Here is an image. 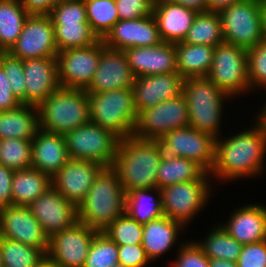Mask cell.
<instances>
[{"label":"cell","instance_id":"obj_10","mask_svg":"<svg viewBox=\"0 0 266 267\" xmlns=\"http://www.w3.org/2000/svg\"><path fill=\"white\" fill-rule=\"evenodd\" d=\"M260 5L261 0H243L218 13L226 43L248 50L265 40Z\"/></svg>","mask_w":266,"mask_h":267},{"label":"cell","instance_id":"obj_7","mask_svg":"<svg viewBox=\"0 0 266 267\" xmlns=\"http://www.w3.org/2000/svg\"><path fill=\"white\" fill-rule=\"evenodd\" d=\"M213 187L212 177L204 172L197 180L161 188L164 215L188 229V225L203 212L207 204L212 203L209 201L212 200L216 188Z\"/></svg>","mask_w":266,"mask_h":267},{"label":"cell","instance_id":"obj_50","mask_svg":"<svg viewBox=\"0 0 266 267\" xmlns=\"http://www.w3.org/2000/svg\"><path fill=\"white\" fill-rule=\"evenodd\" d=\"M13 174V169L0 164V208L12 205Z\"/></svg>","mask_w":266,"mask_h":267},{"label":"cell","instance_id":"obj_4","mask_svg":"<svg viewBox=\"0 0 266 267\" xmlns=\"http://www.w3.org/2000/svg\"><path fill=\"white\" fill-rule=\"evenodd\" d=\"M182 94L187 102L189 126L218 138L222 134L227 103L233 98L207 77L184 79ZM226 106V107H225Z\"/></svg>","mask_w":266,"mask_h":267},{"label":"cell","instance_id":"obj_55","mask_svg":"<svg viewBox=\"0 0 266 267\" xmlns=\"http://www.w3.org/2000/svg\"><path fill=\"white\" fill-rule=\"evenodd\" d=\"M36 267H59L55 262L45 256Z\"/></svg>","mask_w":266,"mask_h":267},{"label":"cell","instance_id":"obj_21","mask_svg":"<svg viewBox=\"0 0 266 267\" xmlns=\"http://www.w3.org/2000/svg\"><path fill=\"white\" fill-rule=\"evenodd\" d=\"M135 77L178 73L175 44L162 42L151 47L123 50Z\"/></svg>","mask_w":266,"mask_h":267},{"label":"cell","instance_id":"obj_36","mask_svg":"<svg viewBox=\"0 0 266 267\" xmlns=\"http://www.w3.org/2000/svg\"><path fill=\"white\" fill-rule=\"evenodd\" d=\"M204 172L194 161L183 157L161 160L157 171V188L197 180Z\"/></svg>","mask_w":266,"mask_h":267},{"label":"cell","instance_id":"obj_49","mask_svg":"<svg viewBox=\"0 0 266 267\" xmlns=\"http://www.w3.org/2000/svg\"><path fill=\"white\" fill-rule=\"evenodd\" d=\"M21 104L14 96L4 68L0 64V112L15 109Z\"/></svg>","mask_w":266,"mask_h":267},{"label":"cell","instance_id":"obj_45","mask_svg":"<svg viewBox=\"0 0 266 267\" xmlns=\"http://www.w3.org/2000/svg\"><path fill=\"white\" fill-rule=\"evenodd\" d=\"M48 15L52 22H88L84 0H59Z\"/></svg>","mask_w":266,"mask_h":267},{"label":"cell","instance_id":"obj_56","mask_svg":"<svg viewBox=\"0 0 266 267\" xmlns=\"http://www.w3.org/2000/svg\"><path fill=\"white\" fill-rule=\"evenodd\" d=\"M266 97V96H264ZM265 102H261L263 106H260L258 112L255 114L260 120H266V100Z\"/></svg>","mask_w":266,"mask_h":267},{"label":"cell","instance_id":"obj_57","mask_svg":"<svg viewBox=\"0 0 266 267\" xmlns=\"http://www.w3.org/2000/svg\"><path fill=\"white\" fill-rule=\"evenodd\" d=\"M0 267H4L2 263L1 249H0Z\"/></svg>","mask_w":266,"mask_h":267},{"label":"cell","instance_id":"obj_51","mask_svg":"<svg viewBox=\"0 0 266 267\" xmlns=\"http://www.w3.org/2000/svg\"><path fill=\"white\" fill-rule=\"evenodd\" d=\"M29 14L48 15L59 0H20Z\"/></svg>","mask_w":266,"mask_h":267},{"label":"cell","instance_id":"obj_14","mask_svg":"<svg viewBox=\"0 0 266 267\" xmlns=\"http://www.w3.org/2000/svg\"><path fill=\"white\" fill-rule=\"evenodd\" d=\"M97 232L77 221L49 238L46 256L59 267H83Z\"/></svg>","mask_w":266,"mask_h":267},{"label":"cell","instance_id":"obj_13","mask_svg":"<svg viewBox=\"0 0 266 267\" xmlns=\"http://www.w3.org/2000/svg\"><path fill=\"white\" fill-rule=\"evenodd\" d=\"M105 47L100 39L88 47L59 51L57 59L60 87L85 90L92 81Z\"/></svg>","mask_w":266,"mask_h":267},{"label":"cell","instance_id":"obj_20","mask_svg":"<svg viewBox=\"0 0 266 267\" xmlns=\"http://www.w3.org/2000/svg\"><path fill=\"white\" fill-rule=\"evenodd\" d=\"M135 76L122 50L105 47L87 93L105 92L114 89L132 88Z\"/></svg>","mask_w":266,"mask_h":267},{"label":"cell","instance_id":"obj_8","mask_svg":"<svg viewBox=\"0 0 266 267\" xmlns=\"http://www.w3.org/2000/svg\"><path fill=\"white\" fill-rule=\"evenodd\" d=\"M161 160L183 157L194 161L210 173L215 164L216 137L190 126L171 130L153 140Z\"/></svg>","mask_w":266,"mask_h":267},{"label":"cell","instance_id":"obj_9","mask_svg":"<svg viewBox=\"0 0 266 267\" xmlns=\"http://www.w3.org/2000/svg\"><path fill=\"white\" fill-rule=\"evenodd\" d=\"M247 67V50L223 42L214 47L212 66L206 77L238 101V97L252 94Z\"/></svg>","mask_w":266,"mask_h":267},{"label":"cell","instance_id":"obj_38","mask_svg":"<svg viewBox=\"0 0 266 267\" xmlns=\"http://www.w3.org/2000/svg\"><path fill=\"white\" fill-rule=\"evenodd\" d=\"M4 267H36L46 256L40 249L0 237Z\"/></svg>","mask_w":266,"mask_h":267},{"label":"cell","instance_id":"obj_19","mask_svg":"<svg viewBox=\"0 0 266 267\" xmlns=\"http://www.w3.org/2000/svg\"><path fill=\"white\" fill-rule=\"evenodd\" d=\"M102 40L106 47L122 51L133 47H151L163 42L153 15L119 20Z\"/></svg>","mask_w":266,"mask_h":267},{"label":"cell","instance_id":"obj_59","mask_svg":"<svg viewBox=\"0 0 266 267\" xmlns=\"http://www.w3.org/2000/svg\"><path fill=\"white\" fill-rule=\"evenodd\" d=\"M263 123H264V125H265V127H266V120H261Z\"/></svg>","mask_w":266,"mask_h":267},{"label":"cell","instance_id":"obj_16","mask_svg":"<svg viewBox=\"0 0 266 267\" xmlns=\"http://www.w3.org/2000/svg\"><path fill=\"white\" fill-rule=\"evenodd\" d=\"M0 237L48 251L49 237L29 206L8 205L0 208Z\"/></svg>","mask_w":266,"mask_h":267},{"label":"cell","instance_id":"obj_23","mask_svg":"<svg viewBox=\"0 0 266 267\" xmlns=\"http://www.w3.org/2000/svg\"><path fill=\"white\" fill-rule=\"evenodd\" d=\"M23 69L27 105L38 107L60 87L57 57L23 60Z\"/></svg>","mask_w":266,"mask_h":267},{"label":"cell","instance_id":"obj_46","mask_svg":"<svg viewBox=\"0 0 266 267\" xmlns=\"http://www.w3.org/2000/svg\"><path fill=\"white\" fill-rule=\"evenodd\" d=\"M119 20H132L153 14L155 0H115Z\"/></svg>","mask_w":266,"mask_h":267},{"label":"cell","instance_id":"obj_47","mask_svg":"<svg viewBox=\"0 0 266 267\" xmlns=\"http://www.w3.org/2000/svg\"><path fill=\"white\" fill-rule=\"evenodd\" d=\"M237 267H266V240L243 245Z\"/></svg>","mask_w":266,"mask_h":267},{"label":"cell","instance_id":"obj_53","mask_svg":"<svg viewBox=\"0 0 266 267\" xmlns=\"http://www.w3.org/2000/svg\"><path fill=\"white\" fill-rule=\"evenodd\" d=\"M240 1L243 0H207V11L219 13L220 11L229 7L231 4Z\"/></svg>","mask_w":266,"mask_h":267},{"label":"cell","instance_id":"obj_5","mask_svg":"<svg viewBox=\"0 0 266 267\" xmlns=\"http://www.w3.org/2000/svg\"><path fill=\"white\" fill-rule=\"evenodd\" d=\"M40 129L66 133L90 121L88 93L84 89L59 87L38 107Z\"/></svg>","mask_w":266,"mask_h":267},{"label":"cell","instance_id":"obj_3","mask_svg":"<svg viewBox=\"0 0 266 267\" xmlns=\"http://www.w3.org/2000/svg\"><path fill=\"white\" fill-rule=\"evenodd\" d=\"M125 207L126 193L116 171L111 166L104 167L77 207L78 221L102 232L125 214Z\"/></svg>","mask_w":266,"mask_h":267},{"label":"cell","instance_id":"obj_1","mask_svg":"<svg viewBox=\"0 0 266 267\" xmlns=\"http://www.w3.org/2000/svg\"><path fill=\"white\" fill-rule=\"evenodd\" d=\"M252 118L249 127L216 138L215 164L209 173L213 183L257 180L266 172V127L256 115Z\"/></svg>","mask_w":266,"mask_h":267},{"label":"cell","instance_id":"obj_31","mask_svg":"<svg viewBox=\"0 0 266 267\" xmlns=\"http://www.w3.org/2000/svg\"><path fill=\"white\" fill-rule=\"evenodd\" d=\"M125 213L140 224L163 216L161 190L155 187L129 191Z\"/></svg>","mask_w":266,"mask_h":267},{"label":"cell","instance_id":"obj_12","mask_svg":"<svg viewBox=\"0 0 266 267\" xmlns=\"http://www.w3.org/2000/svg\"><path fill=\"white\" fill-rule=\"evenodd\" d=\"M189 126L187 102L183 94L138 113L133 136L142 140L161 138L171 130Z\"/></svg>","mask_w":266,"mask_h":267},{"label":"cell","instance_id":"obj_28","mask_svg":"<svg viewBox=\"0 0 266 267\" xmlns=\"http://www.w3.org/2000/svg\"><path fill=\"white\" fill-rule=\"evenodd\" d=\"M39 129L36 106L21 104L15 109L0 112V139L33 140Z\"/></svg>","mask_w":266,"mask_h":267},{"label":"cell","instance_id":"obj_29","mask_svg":"<svg viewBox=\"0 0 266 267\" xmlns=\"http://www.w3.org/2000/svg\"><path fill=\"white\" fill-rule=\"evenodd\" d=\"M177 71L184 78L206 77L211 69L214 47L203 44L175 43Z\"/></svg>","mask_w":266,"mask_h":267},{"label":"cell","instance_id":"obj_58","mask_svg":"<svg viewBox=\"0 0 266 267\" xmlns=\"http://www.w3.org/2000/svg\"><path fill=\"white\" fill-rule=\"evenodd\" d=\"M112 267H125L124 265L117 263L116 265L112 266Z\"/></svg>","mask_w":266,"mask_h":267},{"label":"cell","instance_id":"obj_43","mask_svg":"<svg viewBox=\"0 0 266 267\" xmlns=\"http://www.w3.org/2000/svg\"><path fill=\"white\" fill-rule=\"evenodd\" d=\"M0 64L3 66L6 77L14 96L26 104V84L23 69V60L13 56L8 51L0 54Z\"/></svg>","mask_w":266,"mask_h":267},{"label":"cell","instance_id":"obj_32","mask_svg":"<svg viewBox=\"0 0 266 267\" xmlns=\"http://www.w3.org/2000/svg\"><path fill=\"white\" fill-rule=\"evenodd\" d=\"M212 227L208 228L210 230L203 239L194 241L209 259L237 262L243 245L231 237L218 222Z\"/></svg>","mask_w":266,"mask_h":267},{"label":"cell","instance_id":"obj_25","mask_svg":"<svg viewBox=\"0 0 266 267\" xmlns=\"http://www.w3.org/2000/svg\"><path fill=\"white\" fill-rule=\"evenodd\" d=\"M185 230L181 223L165 215L143 224L142 247L150 261L153 263L162 259L170 250H177L176 245L178 248L183 245L187 238L181 242L179 239L182 233H186Z\"/></svg>","mask_w":266,"mask_h":267},{"label":"cell","instance_id":"obj_15","mask_svg":"<svg viewBox=\"0 0 266 267\" xmlns=\"http://www.w3.org/2000/svg\"><path fill=\"white\" fill-rule=\"evenodd\" d=\"M8 52L22 60L57 57L54 25L50 16L29 14L19 38Z\"/></svg>","mask_w":266,"mask_h":267},{"label":"cell","instance_id":"obj_30","mask_svg":"<svg viewBox=\"0 0 266 267\" xmlns=\"http://www.w3.org/2000/svg\"><path fill=\"white\" fill-rule=\"evenodd\" d=\"M50 187H52V178L36 168L14 170L12 205L29 206Z\"/></svg>","mask_w":266,"mask_h":267},{"label":"cell","instance_id":"obj_2","mask_svg":"<svg viewBox=\"0 0 266 267\" xmlns=\"http://www.w3.org/2000/svg\"><path fill=\"white\" fill-rule=\"evenodd\" d=\"M161 157L153 140H142L134 136L118 143L112 168L125 193L135 189L157 187V171Z\"/></svg>","mask_w":266,"mask_h":267},{"label":"cell","instance_id":"obj_34","mask_svg":"<svg viewBox=\"0 0 266 267\" xmlns=\"http://www.w3.org/2000/svg\"><path fill=\"white\" fill-rule=\"evenodd\" d=\"M183 42L216 47L224 41L221 19L217 12H198Z\"/></svg>","mask_w":266,"mask_h":267},{"label":"cell","instance_id":"obj_39","mask_svg":"<svg viewBox=\"0 0 266 267\" xmlns=\"http://www.w3.org/2000/svg\"><path fill=\"white\" fill-rule=\"evenodd\" d=\"M0 164L13 170L32 166V140L0 139Z\"/></svg>","mask_w":266,"mask_h":267},{"label":"cell","instance_id":"obj_24","mask_svg":"<svg viewBox=\"0 0 266 267\" xmlns=\"http://www.w3.org/2000/svg\"><path fill=\"white\" fill-rule=\"evenodd\" d=\"M184 78L179 73L135 77L134 104L139 113L182 94Z\"/></svg>","mask_w":266,"mask_h":267},{"label":"cell","instance_id":"obj_44","mask_svg":"<svg viewBox=\"0 0 266 267\" xmlns=\"http://www.w3.org/2000/svg\"><path fill=\"white\" fill-rule=\"evenodd\" d=\"M177 249L170 267H210L209 258L192 238Z\"/></svg>","mask_w":266,"mask_h":267},{"label":"cell","instance_id":"obj_48","mask_svg":"<svg viewBox=\"0 0 266 267\" xmlns=\"http://www.w3.org/2000/svg\"><path fill=\"white\" fill-rule=\"evenodd\" d=\"M118 263L125 267H150L152 264L142 244L118 245Z\"/></svg>","mask_w":266,"mask_h":267},{"label":"cell","instance_id":"obj_54","mask_svg":"<svg viewBox=\"0 0 266 267\" xmlns=\"http://www.w3.org/2000/svg\"><path fill=\"white\" fill-rule=\"evenodd\" d=\"M210 267H237L236 262L225 259H209Z\"/></svg>","mask_w":266,"mask_h":267},{"label":"cell","instance_id":"obj_11","mask_svg":"<svg viewBox=\"0 0 266 267\" xmlns=\"http://www.w3.org/2000/svg\"><path fill=\"white\" fill-rule=\"evenodd\" d=\"M71 159L91 160L112 166L120 139L111 131L89 121L64 135Z\"/></svg>","mask_w":266,"mask_h":267},{"label":"cell","instance_id":"obj_27","mask_svg":"<svg viewBox=\"0 0 266 267\" xmlns=\"http://www.w3.org/2000/svg\"><path fill=\"white\" fill-rule=\"evenodd\" d=\"M70 159L64 135L39 129L32 140V166L51 178Z\"/></svg>","mask_w":266,"mask_h":267},{"label":"cell","instance_id":"obj_41","mask_svg":"<svg viewBox=\"0 0 266 267\" xmlns=\"http://www.w3.org/2000/svg\"><path fill=\"white\" fill-rule=\"evenodd\" d=\"M247 66L250 92H266V40L247 50Z\"/></svg>","mask_w":266,"mask_h":267},{"label":"cell","instance_id":"obj_6","mask_svg":"<svg viewBox=\"0 0 266 267\" xmlns=\"http://www.w3.org/2000/svg\"><path fill=\"white\" fill-rule=\"evenodd\" d=\"M90 121L120 140L133 136L138 118L132 88L88 93Z\"/></svg>","mask_w":266,"mask_h":267},{"label":"cell","instance_id":"obj_26","mask_svg":"<svg viewBox=\"0 0 266 267\" xmlns=\"http://www.w3.org/2000/svg\"><path fill=\"white\" fill-rule=\"evenodd\" d=\"M197 11L169 2L155 0L153 16L162 41L182 42L191 28Z\"/></svg>","mask_w":266,"mask_h":267},{"label":"cell","instance_id":"obj_33","mask_svg":"<svg viewBox=\"0 0 266 267\" xmlns=\"http://www.w3.org/2000/svg\"><path fill=\"white\" fill-rule=\"evenodd\" d=\"M29 13L20 0H0V49L9 51L19 38Z\"/></svg>","mask_w":266,"mask_h":267},{"label":"cell","instance_id":"obj_52","mask_svg":"<svg viewBox=\"0 0 266 267\" xmlns=\"http://www.w3.org/2000/svg\"><path fill=\"white\" fill-rule=\"evenodd\" d=\"M171 3L178 4L197 12L207 11V0H168Z\"/></svg>","mask_w":266,"mask_h":267},{"label":"cell","instance_id":"obj_37","mask_svg":"<svg viewBox=\"0 0 266 267\" xmlns=\"http://www.w3.org/2000/svg\"><path fill=\"white\" fill-rule=\"evenodd\" d=\"M87 20L93 32L103 39L119 21L115 0H84Z\"/></svg>","mask_w":266,"mask_h":267},{"label":"cell","instance_id":"obj_17","mask_svg":"<svg viewBox=\"0 0 266 267\" xmlns=\"http://www.w3.org/2000/svg\"><path fill=\"white\" fill-rule=\"evenodd\" d=\"M104 167L91 160L70 158L52 177V186L66 200L78 207Z\"/></svg>","mask_w":266,"mask_h":267},{"label":"cell","instance_id":"obj_40","mask_svg":"<svg viewBox=\"0 0 266 267\" xmlns=\"http://www.w3.org/2000/svg\"><path fill=\"white\" fill-rule=\"evenodd\" d=\"M118 263V245L103 232H97L83 267H112Z\"/></svg>","mask_w":266,"mask_h":267},{"label":"cell","instance_id":"obj_42","mask_svg":"<svg viewBox=\"0 0 266 267\" xmlns=\"http://www.w3.org/2000/svg\"><path fill=\"white\" fill-rule=\"evenodd\" d=\"M102 232L117 245L142 244L143 224L125 213Z\"/></svg>","mask_w":266,"mask_h":267},{"label":"cell","instance_id":"obj_18","mask_svg":"<svg viewBox=\"0 0 266 267\" xmlns=\"http://www.w3.org/2000/svg\"><path fill=\"white\" fill-rule=\"evenodd\" d=\"M29 208L50 238L78 221L77 207L66 200L53 186L35 199Z\"/></svg>","mask_w":266,"mask_h":267},{"label":"cell","instance_id":"obj_35","mask_svg":"<svg viewBox=\"0 0 266 267\" xmlns=\"http://www.w3.org/2000/svg\"><path fill=\"white\" fill-rule=\"evenodd\" d=\"M52 24L58 52L70 48L88 47L100 40L88 22H52Z\"/></svg>","mask_w":266,"mask_h":267},{"label":"cell","instance_id":"obj_22","mask_svg":"<svg viewBox=\"0 0 266 267\" xmlns=\"http://www.w3.org/2000/svg\"><path fill=\"white\" fill-rule=\"evenodd\" d=\"M253 203L234 208L227 220L219 222L242 245L266 240V205Z\"/></svg>","mask_w":266,"mask_h":267}]
</instances>
